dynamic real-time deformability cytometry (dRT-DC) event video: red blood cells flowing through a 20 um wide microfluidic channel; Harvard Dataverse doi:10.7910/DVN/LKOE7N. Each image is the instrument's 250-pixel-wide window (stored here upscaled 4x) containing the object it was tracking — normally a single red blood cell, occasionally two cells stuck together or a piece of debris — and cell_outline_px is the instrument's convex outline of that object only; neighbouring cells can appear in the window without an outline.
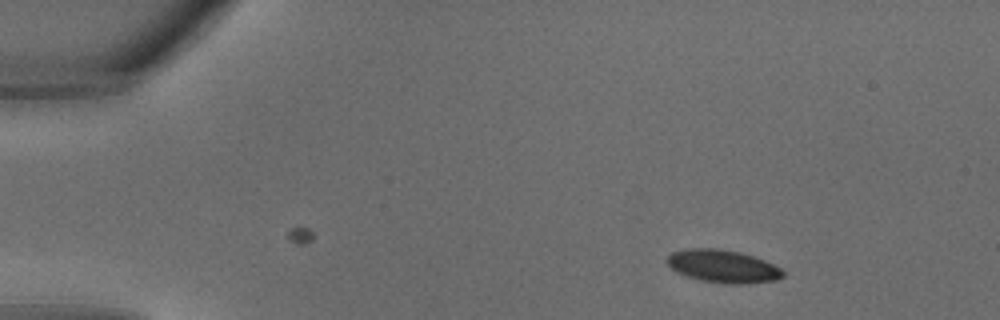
{"species": "common noctule bat (a hibernating species)", "species_latin": "Nyctalus noctula", "temperature_condition": "warm", "stored_images_in_passage": 30, "camera_frame_rate_fps": 3000, "um_per_image_px": 0.085, "animal": {"sex": "male", "body_mass_g": 18.8}, "frame": {"image": 1, "passage_image": 1, "time_ms": 0.0, "image_size_px": [1000, 320], "cell_outline_px": [[784, 276], [776, 280], [748, 284], [732, 284], [704, 280], [688, 276], [676, 272], [668, 264], [668, 256], [672, 252], [688, 248], [716, 248], [740, 252], [764, 260], [780, 268], [784, 272]], "centroid_in_image_um": [61.47, 22.63], "position_along_channel_um": 23.5, "area_um2": 21.91}}
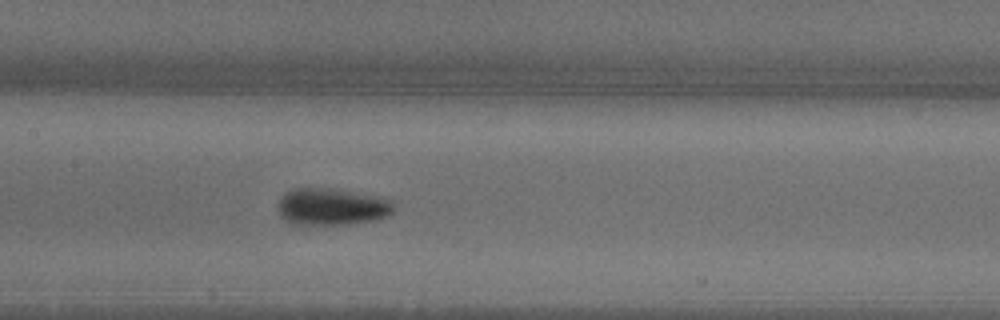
{"frame": {"image": 2, "passage_image": 13, "time_ms": 4.0, "image_size_px": [1000, 320], "cell_outline_px": [[392, 212], [388, 216], [380, 220], [348, 224], [292, 224], [284, 220], [280, 216], [276, 208], [276, 204], [292, 188], [332, 188], [380, 196], [392, 200]], "centroid_in_image_um": [28.21, 17.57], "position_along_channel_um": 179.2, "area_um2": 25.26}}
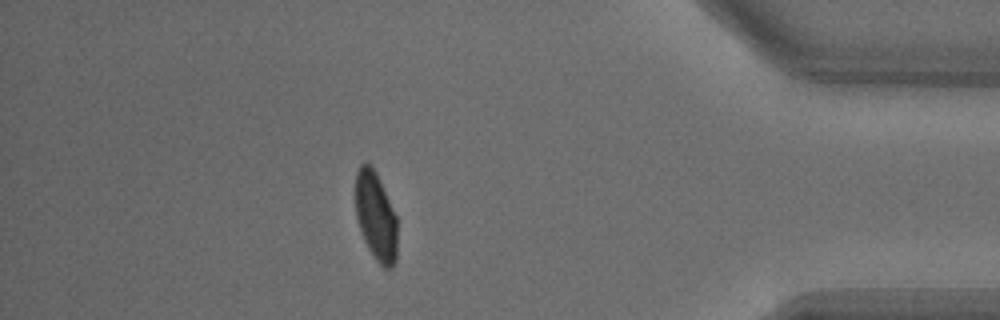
{"frame": {"image": 3, "passage_image": 26, "time_ms": 8.333, "image_size_px": [1000, 320], "cell_outline_px": [[396, 260], [392, 268], [384, 268], [376, 260], [368, 248], [364, 240], [356, 216], [356, 172], [360, 164], [368, 164], [376, 172], [396, 216]], "centroid_in_image_um": [31.94, 18.41], "position_along_channel_um": 403.3, "area_um2": 21.21}}